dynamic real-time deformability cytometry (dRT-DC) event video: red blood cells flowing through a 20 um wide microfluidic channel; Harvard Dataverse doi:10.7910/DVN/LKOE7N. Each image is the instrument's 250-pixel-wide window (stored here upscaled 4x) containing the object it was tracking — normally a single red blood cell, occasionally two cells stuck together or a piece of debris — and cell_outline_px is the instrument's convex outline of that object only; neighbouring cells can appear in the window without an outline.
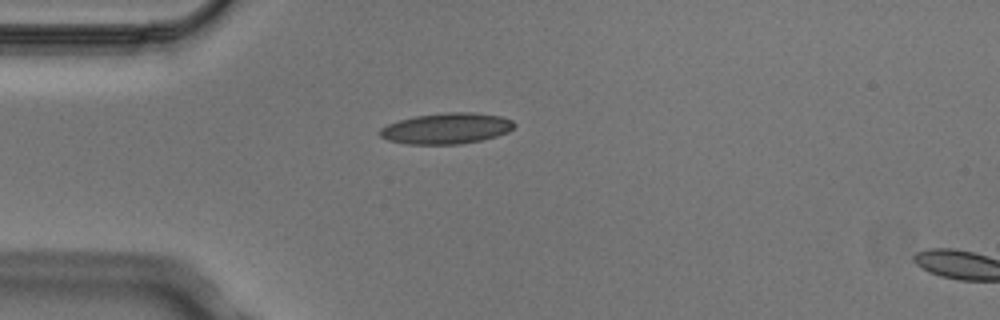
{"species": "Egyptian fruit bat (a non-hibernating species)", "species_latin": "Rousettus aegyptiacus", "temperature_condition": "cold", "stored_images_in_passage": 1, "camera_frame_rate_fps": 3000, "um_per_image_px": 0.085, "animal": {"sex": "male"}, "frame": {"image": 1, "passage_image": 1, "time_ms": 0.0, "image_size_px": [1000, 320], "cell_outline_px": [[516, 124], [508, 132], [496, 136], [480, 140], [460, 144], [408, 144], [388, 140], [380, 136], [380, 128], [388, 124], [400, 120], [416, 116], [444, 112], [472, 112], [500, 116], [512, 120]], "centroid_in_image_um": [37.96, 10.91], "position_along_channel_um": 47.0, "area_um2": 24.04}}